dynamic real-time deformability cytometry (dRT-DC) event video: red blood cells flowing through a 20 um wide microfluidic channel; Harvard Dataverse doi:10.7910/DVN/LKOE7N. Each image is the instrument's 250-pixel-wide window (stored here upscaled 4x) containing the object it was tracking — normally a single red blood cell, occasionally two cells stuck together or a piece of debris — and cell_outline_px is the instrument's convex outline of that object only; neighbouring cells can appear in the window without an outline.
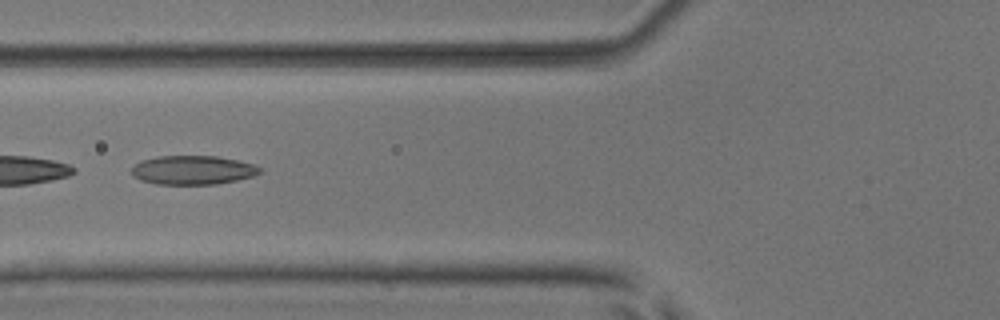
{"species": "common noctule bat (a hibernating species)", "species_latin": "Nyctalus noctula", "temperature_condition": "room temperature", "stored_images_in_passage": 5, "camera_frame_rate_fps": 3000, "um_per_image_px": 0.085, "animal": {"sex": "male", "body_mass_g": 17.9, "forearm_length_mm": 54.2}, "frame": {"image": 1, "passage_image": 5, "time_ms": 5.667, "image_size_px": [1000, 320], "cell_outline_px": [[260, 172], [252, 176], [236, 180], [216, 184], [156, 184], [140, 180], [132, 176], [132, 168], [140, 160], [156, 156], [216, 156], [256, 164], [260, 168]], "centroid_in_image_um": [16.35, 14.45], "position_along_channel_um": 109.4, "area_um2": 21.62}}